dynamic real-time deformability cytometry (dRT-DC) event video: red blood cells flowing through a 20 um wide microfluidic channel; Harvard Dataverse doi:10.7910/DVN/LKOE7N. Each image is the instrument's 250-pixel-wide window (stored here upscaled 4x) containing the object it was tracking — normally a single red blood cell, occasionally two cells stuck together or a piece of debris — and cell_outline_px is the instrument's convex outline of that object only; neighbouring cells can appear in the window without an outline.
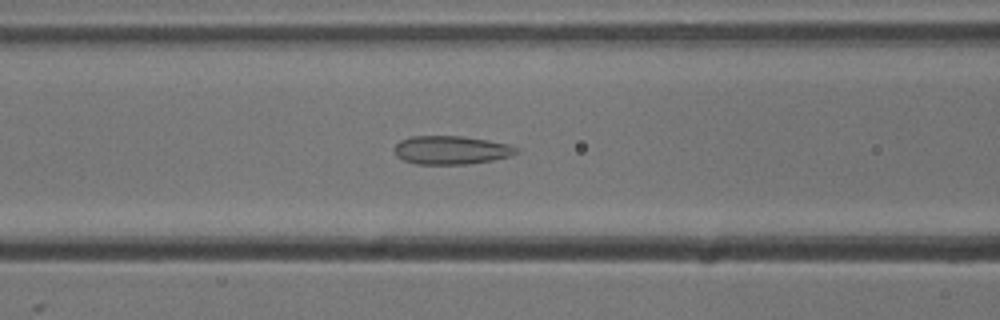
{"species": "common noctule bat (a hibernating species)", "species_latin": "Nyctalus noctula", "temperature_condition": "cold", "stored_images_in_passage": 33, "camera_frame_rate_fps": 3000, "um_per_image_px": 0.085, "animal": {"sex": "male", "body_mass_g": 13.3}, "frame": {"image": 1, "passage_image": 9, "time_ms": 2.667, "image_size_px": [1000, 320], "cell_outline_px": [[520, 152], [508, 156], [492, 160], [468, 164], [416, 164], [404, 160], [396, 156], [392, 148], [400, 140], [412, 136], [464, 136], [488, 140], [508, 144], [520, 148]], "centroid_in_image_um": [38.34, 12.75], "position_along_channel_um": 128.3, "area_um2": 20.4}}
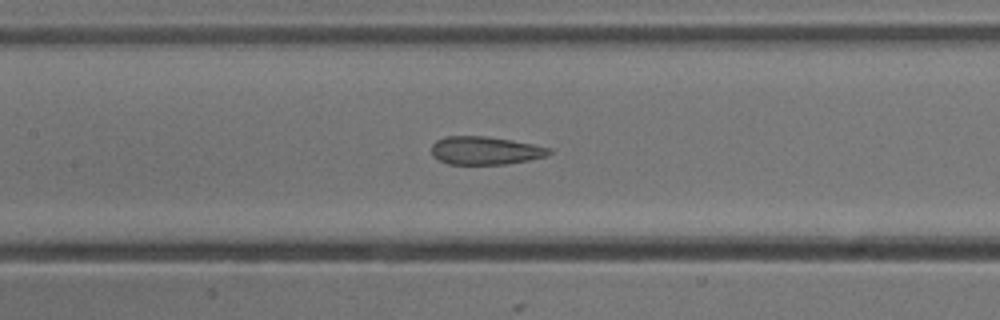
{"frame": {"image": 2, "passage_image": 12, "time_ms": 3.667, "image_size_px": [1000, 320], "cell_outline_px": [[552, 152], [544, 156], [528, 160], [504, 164], [448, 164], [432, 156], [432, 144], [436, 140], [444, 136], [488, 136], [512, 140], [552, 148]], "centroid_in_image_um": [41.22, 12.78], "position_along_channel_um": 166.2, "area_um2": 19.25}}
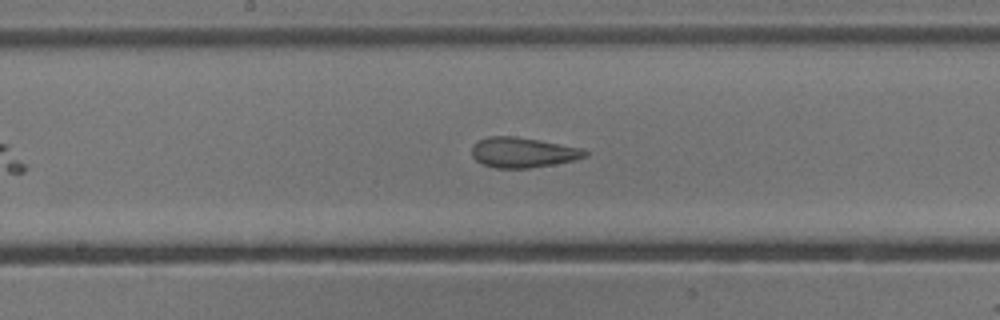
{"frame": {"image": 3, "passage_image": 15, "time_ms": 4.667, "image_size_px": [1000, 320], "cell_outline_px": [[588, 156], [572, 160], [552, 164], [528, 168], [496, 168], [484, 164], [476, 160], [472, 156], [472, 148], [480, 140], [488, 136], [512, 136], [584, 148], [588, 152]], "centroid_in_image_um": [44.46, 12.96], "position_along_channel_um": 203.7, "area_um2": 19.54}}